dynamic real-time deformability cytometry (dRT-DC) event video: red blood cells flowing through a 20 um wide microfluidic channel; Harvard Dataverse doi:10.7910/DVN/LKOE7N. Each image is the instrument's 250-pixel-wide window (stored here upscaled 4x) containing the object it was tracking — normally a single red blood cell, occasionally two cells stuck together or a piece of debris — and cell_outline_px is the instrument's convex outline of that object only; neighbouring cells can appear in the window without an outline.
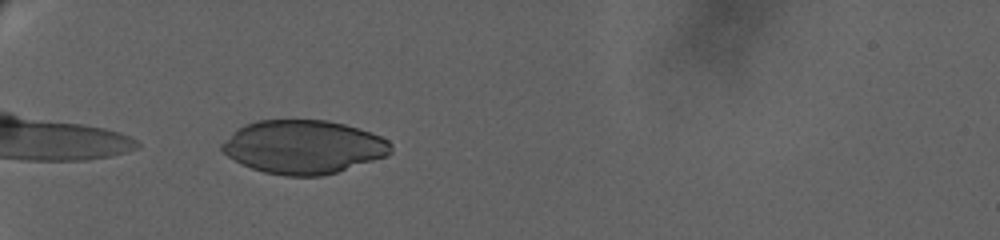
{"species": "human", "species_latin": "Homo sapiens", "temperature_condition": "warm", "stored_images_in_passage": 23, "camera_frame_rate_fps": 3000, "um_per_image_px": 0.085, "donor": {"sex": "female"}, "frame": {"image": 1, "passage_image": 4, "time_ms": 0.667, "image_size_px": [1000, 240], "cell_outline_px": [[392, 152], [388, 156], [336, 172], [320, 176], [284, 176], [264, 172], [252, 168], [220, 152], [220, 144], [236, 128], [244, 124], [256, 120], [324, 120], [344, 124], [380, 136], [388, 140], [392, 144]], "centroid_in_image_um": [25.76, 12.49], "position_along_channel_um": 59.2, "area_um2": 52.77}}
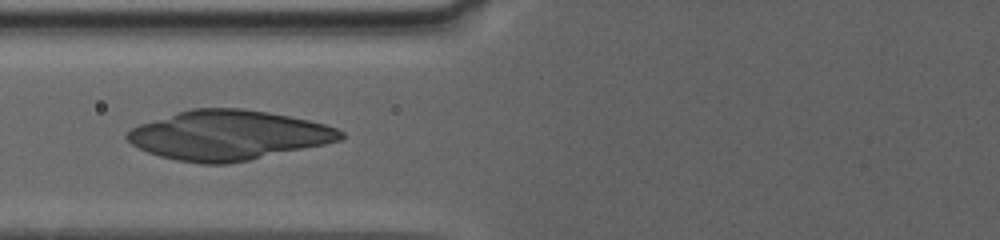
{"frame": {"image": 2, "passage_image": 18, "time_ms": 3.0, "image_size_px": [1000, 240], "cell_outline_px": [[344, 136], [340, 140], [324, 144], [248, 160], [224, 164], [200, 164], [176, 160], [160, 156], [148, 152], [132, 144], [124, 136], [132, 128], [140, 124], [192, 108], [240, 108], [268, 112], [308, 120], [324, 124], [336, 128], [344, 132]], "centroid_in_image_um": [19.39, 11.49], "position_along_channel_um": 106.4, "area_um2": 61.04}}